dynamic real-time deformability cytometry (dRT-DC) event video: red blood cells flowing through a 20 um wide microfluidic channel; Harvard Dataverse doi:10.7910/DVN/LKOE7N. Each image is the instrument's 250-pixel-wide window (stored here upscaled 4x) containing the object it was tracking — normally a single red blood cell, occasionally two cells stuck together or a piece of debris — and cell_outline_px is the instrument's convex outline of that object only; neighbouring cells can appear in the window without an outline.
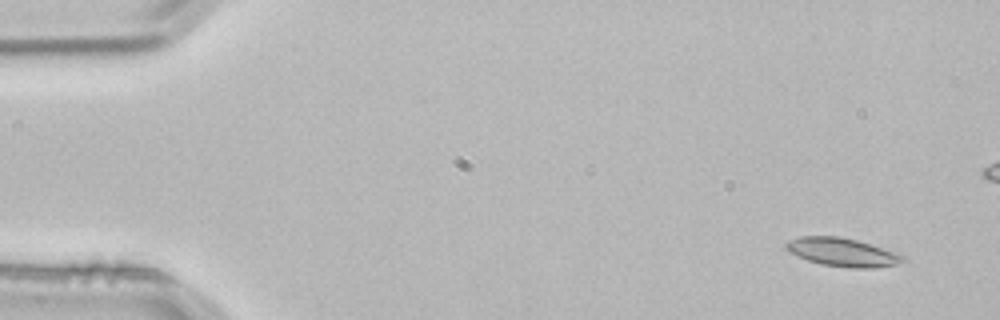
{"species": "common noctule bat (a hibernating species)", "species_latin": "Nyctalus noctula", "temperature_condition": "room temperature", "stored_images_in_passage": 5, "camera_frame_rate_fps": 3000, "um_per_image_px": 0.085, "animal": {"sex": "male", "body_mass_g": 21.5, "forearm_length_mm": 52.0}, "frame": {"image": 1, "passage_image": 1, "time_ms": 0.0, "image_size_px": [1000, 320], "cell_outline_px": [[908, 260], [900, 264], [876, 268], [848, 268], [820, 264], [808, 260], [784, 248], [784, 244], [788, 240], [800, 236], [840, 236], [856, 240], [908, 256]], "centroid_in_image_um": [71.66, 21.45], "position_along_channel_um": 13.3, "area_um2": 19.54}}